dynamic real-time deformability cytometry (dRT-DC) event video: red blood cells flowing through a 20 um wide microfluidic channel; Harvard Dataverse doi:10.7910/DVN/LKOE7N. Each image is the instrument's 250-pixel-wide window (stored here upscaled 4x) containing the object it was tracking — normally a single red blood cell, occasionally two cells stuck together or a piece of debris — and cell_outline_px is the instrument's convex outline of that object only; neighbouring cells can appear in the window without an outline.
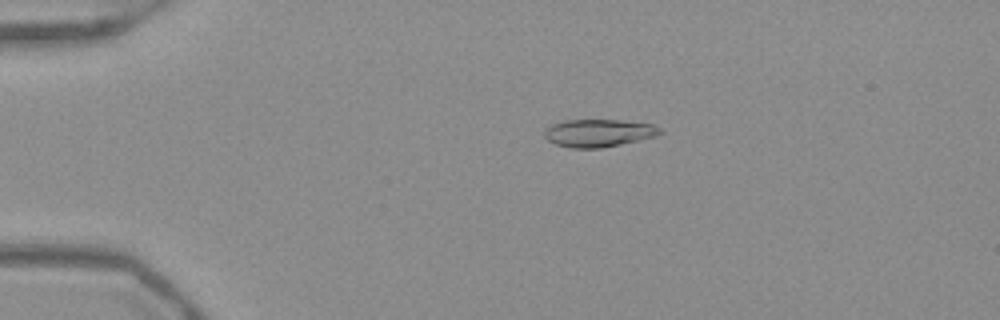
{"species": "Egyptian fruit bat (a non-hibernating species)", "species_latin": "Rousettus aegyptiacus", "temperature_condition": "warm", "stored_images_in_passage": 50, "camera_frame_rate_fps": 3000, "um_per_image_px": 0.085, "frame": {"image": 1, "passage_image": 9, "time_ms": 2.667, "image_size_px": [1000, 320], "cell_outline_px": [[664, 132], [656, 136], [640, 140], [600, 148], [572, 148], [556, 144], [548, 140], [544, 136], [544, 128], [552, 124], [564, 120], [620, 120], [652, 124], [660, 128]], "centroid_in_image_um": [50.87, 11.3], "position_along_channel_um": 34.1, "area_um2": 18.67}}
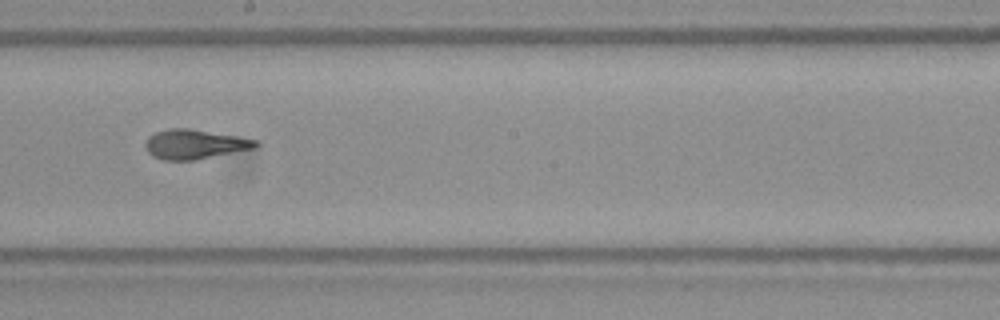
{"frame": {"image": 2, "passage_image": 28, "time_ms": 9.0, "image_size_px": [1000, 320], "cell_outline_px": [[260, 144], [256, 148], [196, 160], [164, 160], [152, 156], [144, 148], [144, 144], [148, 136], [156, 132], [168, 128], [188, 128], [236, 136], [256, 140]], "centroid_in_image_um": [16.52, 12.26], "position_along_channel_um": 231.7, "area_um2": 19.07}}
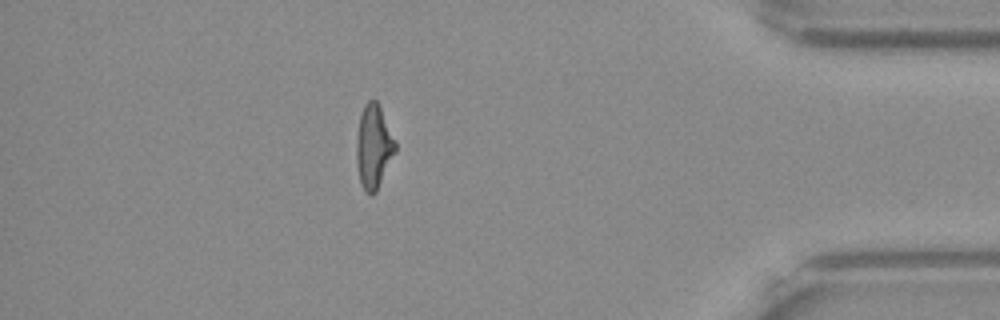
{"frame": {"image": 3, "passage_image": 44, "time_ms": 14.333, "image_size_px": [1000, 320], "cell_outline_px": [[396, 152], [376, 192], [372, 196], [360, 184], [356, 164], [356, 144], [360, 116], [364, 104], [368, 100], [376, 100], [396, 140]], "centroid_in_image_um": [31.76, 12.49], "position_along_channel_um": 403.4, "area_um2": 18.96}, "authors_computed_cell_mechanics": {"area_um2": 18.9295, "velocity_mm_per_s": 3.9441, "shape_relaxation_time_tau1_ms": 5.2397, "shape_relaxation_time_tau2_ms": 1.2605, "deformation_change_tau1": 0.2094, "deformation_change_tau2": 0.0708}}